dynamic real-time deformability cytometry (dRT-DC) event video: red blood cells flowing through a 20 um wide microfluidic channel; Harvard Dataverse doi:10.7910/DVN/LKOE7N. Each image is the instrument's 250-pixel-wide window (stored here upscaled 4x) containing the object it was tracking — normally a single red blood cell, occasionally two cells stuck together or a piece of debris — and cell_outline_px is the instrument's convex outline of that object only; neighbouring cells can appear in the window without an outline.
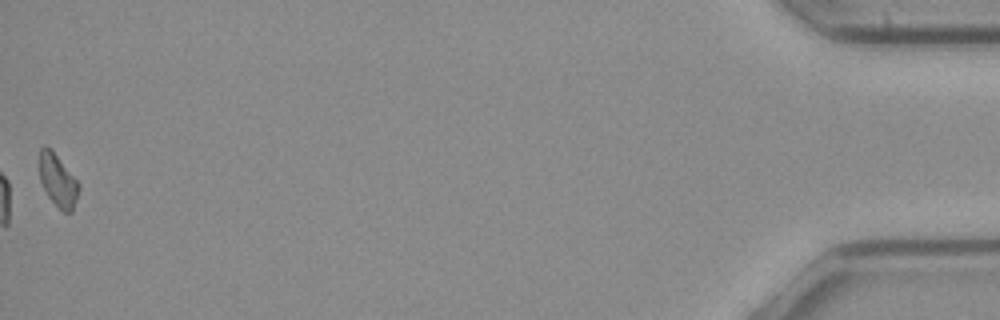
{"species": "common noctule bat (a hibernating species)", "species_latin": "Nyctalus noctula", "temperature_condition": "cold", "stored_images_in_passage": 50, "camera_frame_rate_fps": 3000, "um_per_image_px": 0.085, "animal": {"sex": "female", "body_mass_g": 21.9}, "frame": {"image": 1, "passage_image": 50, "time_ms": 16.333, "image_size_px": [1000, 320], "cell_outline_px": [[80, 188], [72, 212], [64, 212], [48, 196], [40, 180], [40, 148], [44, 144], [52, 148], [80, 184]], "centroid_in_image_um": [4.93, 15.29], "position_along_channel_um": 430.3, "area_um2": 12.02}}